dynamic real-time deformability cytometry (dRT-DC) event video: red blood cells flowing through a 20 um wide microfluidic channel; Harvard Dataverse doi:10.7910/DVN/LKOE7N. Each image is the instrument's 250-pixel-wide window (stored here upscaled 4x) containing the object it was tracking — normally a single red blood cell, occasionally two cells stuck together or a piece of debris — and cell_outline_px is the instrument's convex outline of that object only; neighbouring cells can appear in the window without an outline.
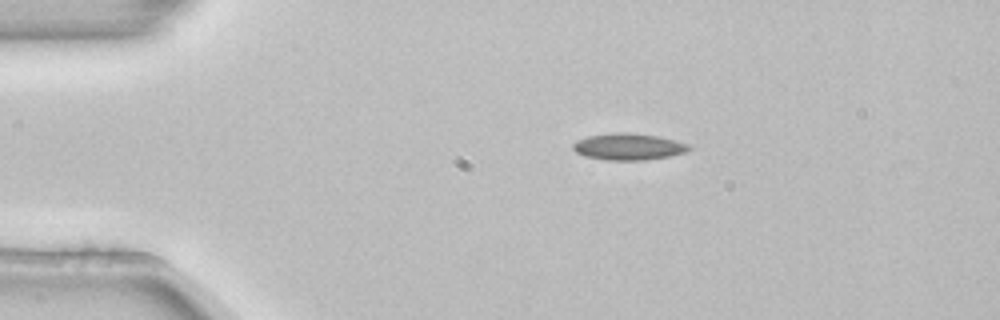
{"species": "common noctule bat (a hibernating species)", "species_latin": "Nyctalus noctula", "temperature_condition": "room temperature", "stored_images_in_passage": 2, "camera_frame_rate_fps": 3000, "um_per_image_px": 0.085, "animal": {"sex": "female", "body_mass_g": 22.7, "forearm_length_mm": 54.2}, "frame": {"image": 1, "passage_image": 1, "time_ms": 0.0, "image_size_px": [1000, 320], "cell_outline_px": [[692, 148], [684, 152], [668, 156], [644, 160], [608, 160], [584, 156], [576, 152], [572, 148], [572, 144], [576, 140], [588, 136], [620, 132], [628, 132], [660, 136], [688, 144]], "centroid_in_image_um": [53.39, 12.46], "position_along_channel_um": 31.6, "area_um2": 17.92}}